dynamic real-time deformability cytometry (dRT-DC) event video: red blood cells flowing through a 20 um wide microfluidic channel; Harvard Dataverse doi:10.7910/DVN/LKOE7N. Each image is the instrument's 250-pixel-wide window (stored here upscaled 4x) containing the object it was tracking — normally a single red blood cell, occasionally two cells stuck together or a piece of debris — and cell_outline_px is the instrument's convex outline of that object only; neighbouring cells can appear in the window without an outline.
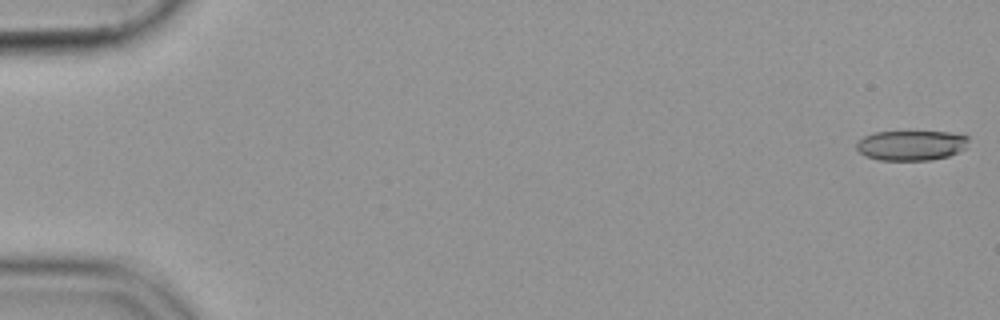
{"species": "common noctule bat (a hibernating species)", "species_latin": "Nyctalus noctula", "temperature_condition": "cold", "stored_images_in_passage": 54, "camera_frame_rate_fps": 3000, "um_per_image_px": 0.085, "animal": {"sex": "female", "body_mass_g": 19.9}, "frame": {"image": 1, "passage_image": 1, "time_ms": 0.0, "image_size_px": [1000, 320], "cell_outline_px": [[968, 140], [964, 148], [948, 156], [932, 160], [880, 160], [864, 156], [856, 148], [856, 140], [864, 136], [876, 132], [908, 128], [964, 132], [968, 136]], "centroid_in_image_um": [77.47, 12.27], "position_along_channel_um": 7.5, "area_um2": 21.04}}
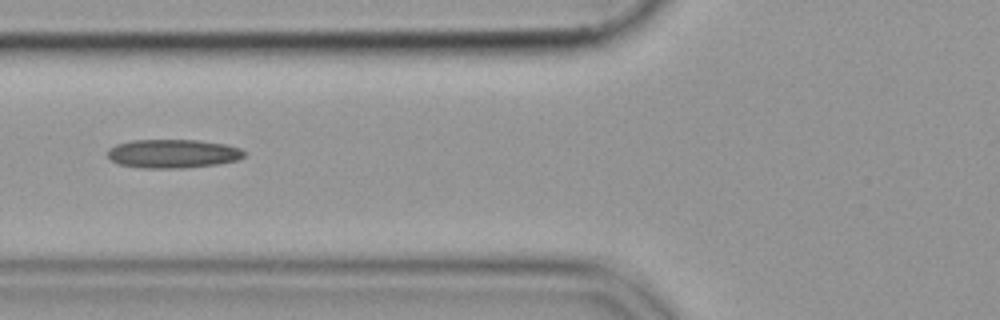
{"frame": {"image": 2, "passage_image": 22, "time_ms": 7.0, "image_size_px": [1000, 320], "cell_outline_px": [[244, 156], [236, 160], [216, 164], [184, 168], [144, 168], [120, 164], [112, 160], [108, 156], [108, 148], [116, 144], [132, 140], [196, 140], [228, 144], [240, 148], [244, 152]], "centroid_in_image_um": [14.69, 13.05], "position_along_channel_um": 111.1, "area_um2": 22.77}}
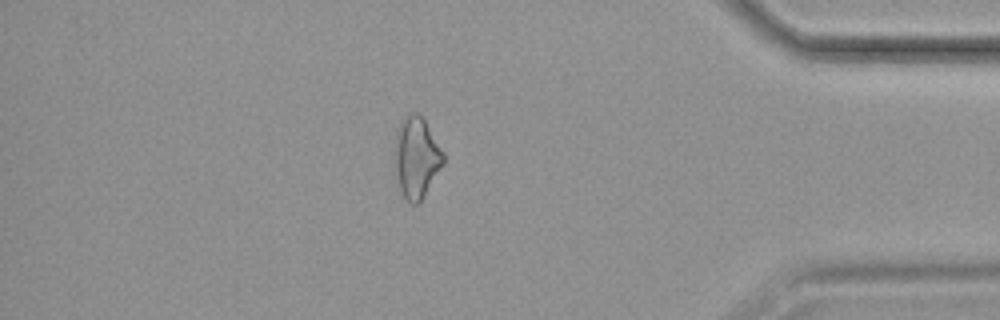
{"frame": {"image": 3, "passage_image": 48, "time_ms": 15.667, "image_size_px": [1000, 320], "cell_outline_px": [[444, 164], [420, 200], [416, 204], [412, 204], [404, 196], [400, 188], [396, 172], [392, 152], [396, 132], [400, 120], [408, 112], [416, 112], [424, 120], [444, 152]], "centroid_in_image_um": [35.36, 13.32], "position_along_channel_um": 399.8, "area_um2": 23.0}}